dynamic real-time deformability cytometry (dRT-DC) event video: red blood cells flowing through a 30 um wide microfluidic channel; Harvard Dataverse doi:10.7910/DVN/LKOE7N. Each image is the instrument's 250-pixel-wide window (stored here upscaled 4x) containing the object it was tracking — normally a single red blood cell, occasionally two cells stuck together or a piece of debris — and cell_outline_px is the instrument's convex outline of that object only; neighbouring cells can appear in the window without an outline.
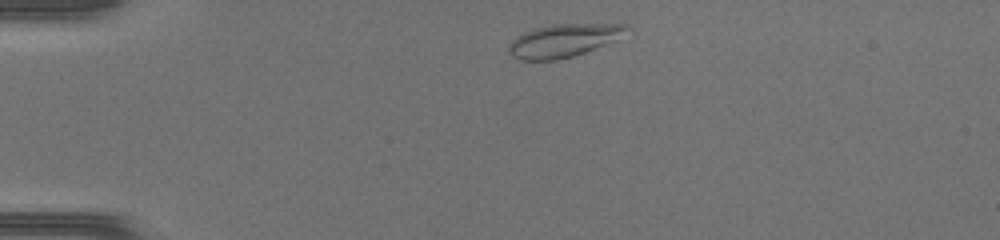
{"species": "common noctule bat (a hibernating species)", "species_latin": "Nyctalus noctula", "temperature_condition": "warm", "stored_images_in_passage": 38, "camera_frame_rate_fps": 3000, "um_per_image_px": 0.085, "animal": {"sex": "female", "body_mass_g": 17.0, "forearm_length_mm": 48.0}, "frame": {"image": 1, "passage_image": 2, "time_ms": 0.333, "image_size_px": [1000, 240], "cell_outline_px": [[632, 28], [612, 40], [596, 48], [572, 56], [556, 60], [520, 60], [512, 56], [508, 52], [508, 48], [512, 40], [516, 36], [524, 32], [536, 28], [552, 24], [628, 24]], "centroid_in_image_um": [47.86, 3.44], "position_along_channel_um": 37.1, "area_um2": 22.37}}
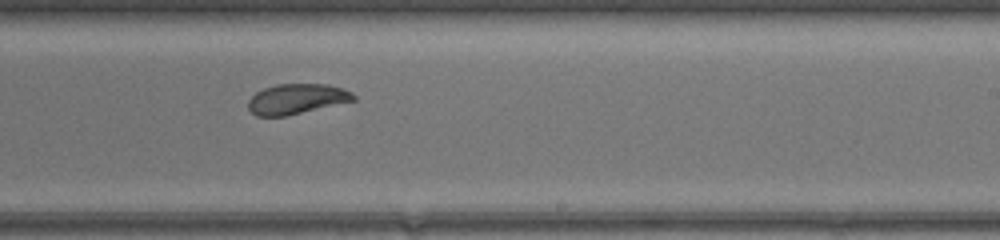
{"frame": {"image": 2, "passage_image": 21, "time_ms": 6.667, "image_size_px": [1000, 240], "cell_outline_px": [[356, 100], [284, 116], [256, 116], [248, 108], [248, 100], [256, 92], [264, 88], [276, 84], [328, 84], [352, 92], [356, 96]], "centroid_in_image_um": [25.2, 8.4], "position_along_channel_um": 263.8, "area_um2": 18.38}}
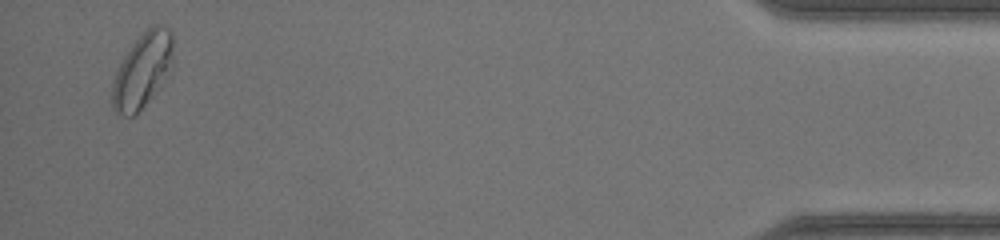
{"frame": {"image": 3, "passage_image": 37, "time_ms": 12.0, "image_size_px": [1000, 240], "cell_outline_px": [[172, 68], [148, 100], [132, 116], [124, 116], [112, 108], [112, 84], [116, 72], [124, 56], [132, 44], [152, 24], [160, 24], [168, 28], [172, 32]], "centroid_in_image_um": [12.11, 5.94], "position_along_channel_um": 423.1, "area_um2": 25.95}}